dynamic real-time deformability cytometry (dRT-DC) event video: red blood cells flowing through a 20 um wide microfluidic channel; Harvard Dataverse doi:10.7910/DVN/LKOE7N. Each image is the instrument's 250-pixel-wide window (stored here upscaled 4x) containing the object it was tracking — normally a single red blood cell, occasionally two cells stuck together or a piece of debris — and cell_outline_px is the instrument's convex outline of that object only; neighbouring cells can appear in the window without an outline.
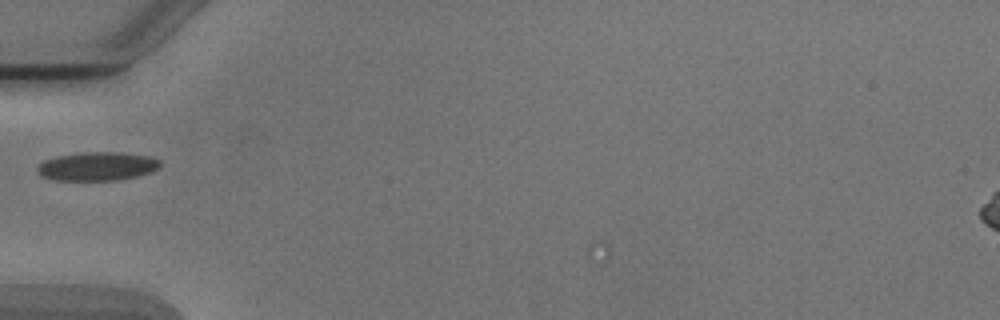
{"species": "Egyptian fruit bat (a non-hibernating species)", "species_latin": "Rousettus aegyptiacus", "temperature_condition": "cold", "stored_images_in_passage": 3, "camera_frame_rate_fps": 3000, "um_per_image_px": 0.085, "animal": {"sex": "male"}, "frame": {"image": 1, "passage_image": 2, "time_ms": 1.333, "image_size_px": [1000, 320], "cell_outline_px": [[160, 164], [152, 172], [136, 176], [116, 180], [52, 180], [40, 176], [36, 172], [36, 164], [44, 160], [56, 156], [80, 152], [120, 152], [152, 156], [160, 160]], "centroid_in_image_um": [8.2, 14.13], "position_along_channel_um": 76.8, "area_um2": 20.81}}